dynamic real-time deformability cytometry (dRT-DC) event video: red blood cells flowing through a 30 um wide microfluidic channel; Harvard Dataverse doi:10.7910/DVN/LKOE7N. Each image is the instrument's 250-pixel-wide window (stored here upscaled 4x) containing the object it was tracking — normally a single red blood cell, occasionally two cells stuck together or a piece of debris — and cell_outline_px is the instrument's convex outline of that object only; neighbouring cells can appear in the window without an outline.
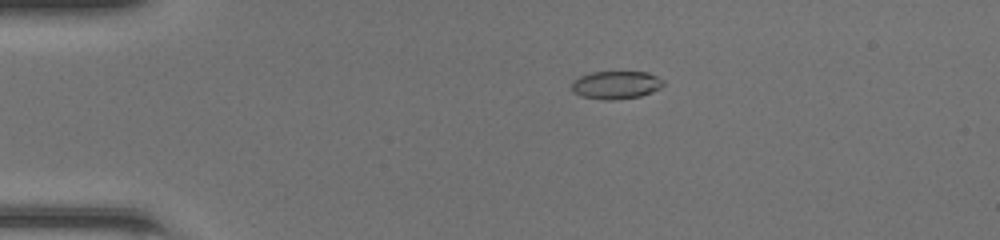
{"species": "common noctule bat (a hibernating species)", "species_latin": "Nyctalus noctula", "temperature_condition": "room temperature", "stored_images_in_passage": 39, "camera_frame_rate_fps": 3000, "um_per_image_px": 0.085, "animal": {"sex": "female", "body_mass_g": 20.0, "forearm_length_mm": 54.0}, "frame": {"image": 1, "passage_image": 1, "time_ms": 0.0, "image_size_px": [1000, 240], "cell_outline_px": [[664, 84], [660, 88], [652, 92], [640, 96], [612, 100], [604, 100], [580, 96], [572, 92], [572, 80], [580, 76], [592, 72], [648, 72], [664, 80]], "centroid_in_image_um": [52.34, 7.22], "position_along_channel_um": 32.7, "area_um2": 15.03}}
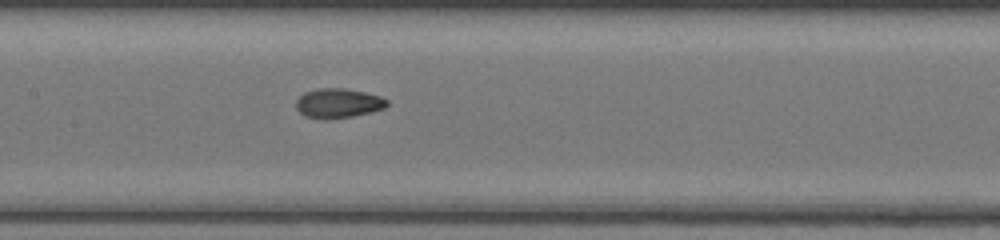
{"frame": {"image": 2, "passage_image": 15, "time_ms": 4.667, "image_size_px": [1000, 240], "cell_outline_px": [[388, 104], [384, 108], [372, 112], [352, 116], [304, 116], [296, 108], [296, 100], [304, 92], [316, 88], [344, 88], [364, 92], [380, 96], [388, 100]], "centroid_in_image_um": [28.77, 8.72], "position_along_channel_um": 178.6, "area_um2": 15.09}}
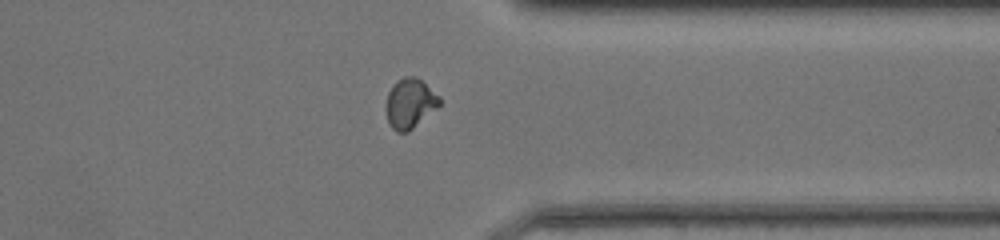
{"frame": {"image": 3, "passage_image": 29, "time_ms": 9.333, "image_size_px": [1000, 240], "cell_outline_px": [[440, 104], [436, 108], [408, 132], [396, 132], [392, 128], [388, 120], [384, 108], [388, 92], [392, 84], [396, 80], [404, 76], [416, 76], [440, 96]], "centroid_in_image_um": [34.81, 8.76], "position_along_channel_um": 376.6, "area_um2": 15.61}, "authors_computed_cell_mechanics": {"area_um2": 15.2592, "velocity_mm_per_s": 4.3247, "shape_relaxation_time_tau1_ms": 6.2867, "shape_relaxation_time_tau2_ms": 1.6828, "deformation_change_tau1": 0.228, "deformation_change_tau2": 0.0599}}